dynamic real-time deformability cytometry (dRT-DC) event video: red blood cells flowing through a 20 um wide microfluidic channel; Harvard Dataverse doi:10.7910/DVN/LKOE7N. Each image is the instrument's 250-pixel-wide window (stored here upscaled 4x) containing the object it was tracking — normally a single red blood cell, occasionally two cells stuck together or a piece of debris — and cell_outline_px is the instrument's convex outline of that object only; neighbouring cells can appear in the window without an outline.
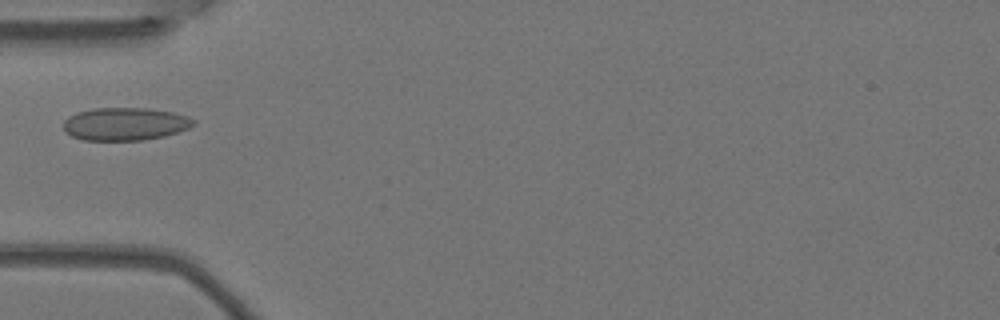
{"species": "Egyptian fruit bat (a non-hibernating species)", "species_latin": "Rousettus aegyptiacus", "temperature_condition": "warm", "stored_images_in_passage": 3, "camera_frame_rate_fps": 3000, "um_per_image_px": 0.085, "animal": {"sex": "female"}, "frame": {"image": 1, "passage_image": 2, "time_ms": 0.333, "image_size_px": [1000, 320], "cell_outline_px": [[196, 124], [188, 128], [164, 136], [144, 140], [80, 140], [64, 132], [64, 120], [68, 116], [76, 112], [92, 108], [144, 108], [172, 112], [188, 116], [196, 120]], "centroid_in_image_um": [10.6, 10.53], "position_along_channel_um": 74.4, "area_um2": 25.03}}
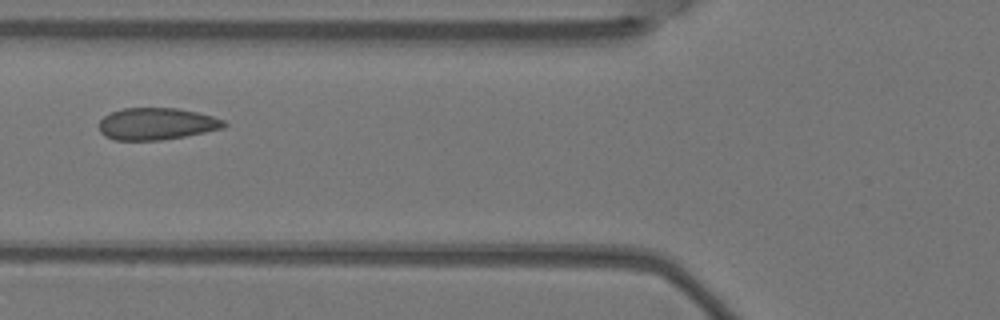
{"frame": {"image": 2, "passage_image": 3, "time_ms": 0.667, "image_size_px": [1000, 320], "cell_outline_px": [[228, 124], [224, 128], [184, 136], [160, 140], [112, 140], [104, 136], [100, 132], [100, 120], [104, 116], [120, 108], [180, 108], [212, 116], [224, 120]], "centroid_in_image_um": [13.3, 10.52], "position_along_channel_um": 112.5, "area_um2": 23.29}}